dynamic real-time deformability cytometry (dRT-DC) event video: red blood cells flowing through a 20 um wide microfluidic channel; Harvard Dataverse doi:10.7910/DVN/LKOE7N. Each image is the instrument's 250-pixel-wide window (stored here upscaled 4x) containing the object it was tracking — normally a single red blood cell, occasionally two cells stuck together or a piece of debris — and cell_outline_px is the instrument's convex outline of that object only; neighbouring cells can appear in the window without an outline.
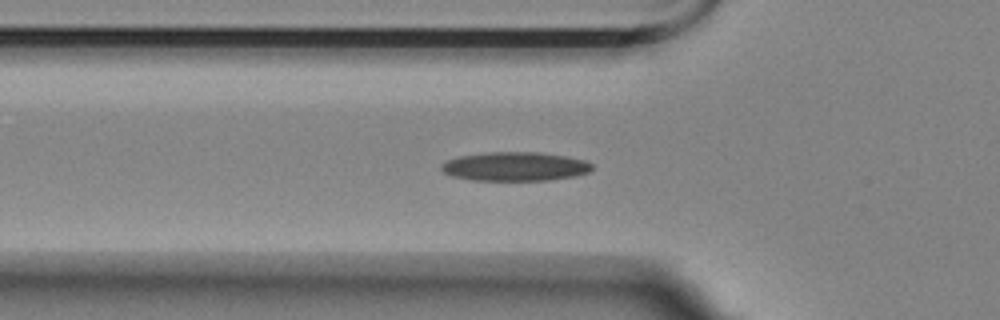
{"species": "Egyptian fruit bat (a non-hibernating species)", "species_latin": "Rousettus aegyptiacus", "temperature_condition": "room temperature", "stored_images_in_passage": 41, "camera_frame_rate_fps": 3000, "um_per_image_px": 0.085, "animal": {"sex": "female"}, "frame": {"image": 1, "passage_image": 2, "time_ms": 0.333, "image_size_px": [1000, 320], "cell_outline_px": [[592, 168], [588, 172], [576, 176], [548, 180], [472, 180], [452, 176], [444, 172], [440, 168], [440, 164], [448, 160], [460, 156], [488, 152], [540, 152], [568, 156], [584, 160], [592, 164]], "centroid_in_image_um": [43.78, 14.14], "position_along_channel_um": 82.0, "area_um2": 25.43}}
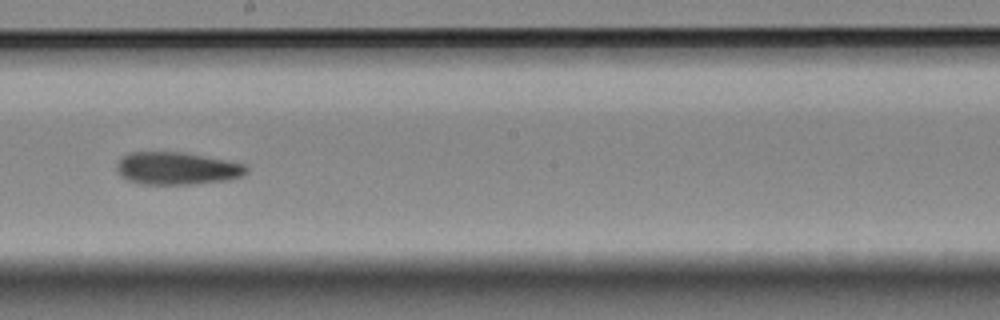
{"frame": {"image": 2, "passage_image": 15, "time_ms": 4.667, "image_size_px": [1000, 320], "cell_outline_px": [[248, 172], [244, 176], [228, 180], [188, 184], [140, 184], [128, 180], [120, 176], [116, 168], [116, 164], [128, 152], [184, 152], [244, 164], [248, 168]], "centroid_in_image_um": [15.03, 14.31], "position_along_channel_um": 233.2, "area_um2": 24.57}}
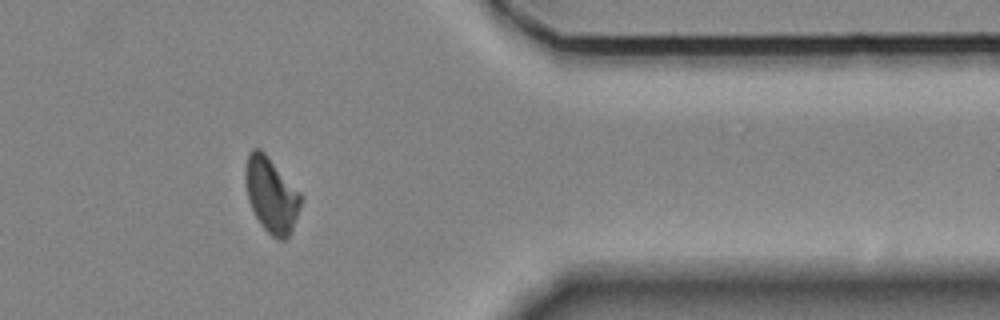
{"frame": {"image": 3, "passage_image": 30, "time_ms": 9.667, "image_size_px": [1000, 320], "cell_outline_px": [[300, 208], [292, 232], [284, 240], [276, 240], [260, 224], [248, 200], [244, 180], [244, 168], [248, 152], [252, 148], [260, 148], [264, 152], [300, 192]], "centroid_in_image_um": [23.03, 16.56], "position_along_channel_um": 388.4, "area_um2": 24.33}}